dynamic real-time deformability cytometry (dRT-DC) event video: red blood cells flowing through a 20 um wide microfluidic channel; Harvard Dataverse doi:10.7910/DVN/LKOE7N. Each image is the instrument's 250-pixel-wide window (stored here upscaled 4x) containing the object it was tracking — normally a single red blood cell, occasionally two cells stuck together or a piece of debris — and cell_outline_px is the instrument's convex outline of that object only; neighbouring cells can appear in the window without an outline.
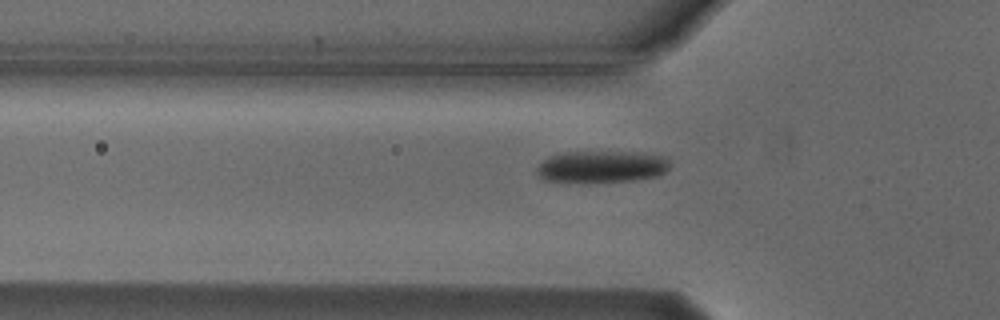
{"species": "Egyptian fruit bat (a non-hibernating species)", "species_latin": "Rousettus aegyptiacus", "temperature_condition": "cold", "stored_images_in_passage": 34, "camera_frame_rate_fps": 3000, "um_per_image_px": 0.085, "animal": {"sex": "male"}, "frame": {"image": 1, "passage_image": 4, "time_ms": 1.0, "image_size_px": [1000, 320], "cell_outline_px": [[668, 168], [660, 176], [632, 180], [544, 180], [536, 172], [536, 168], [548, 156], [564, 152], [644, 152], [668, 156]], "centroid_in_image_um": [51.21, 14.12], "position_along_channel_um": 74.6, "area_um2": 24.16}}
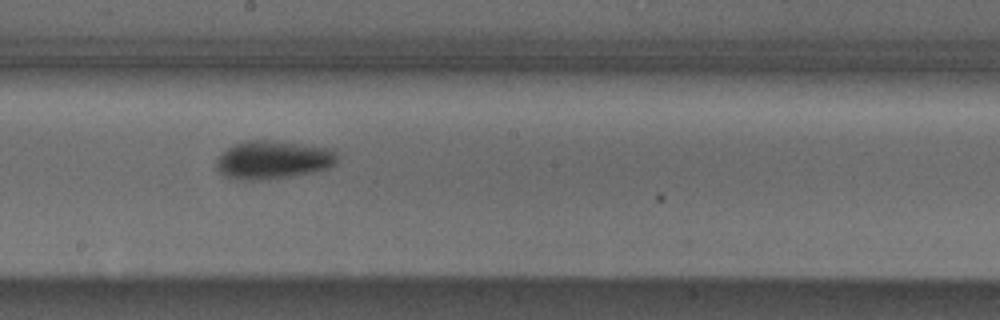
{"frame": {"image": 2, "passage_image": 16, "time_ms": 5.0, "image_size_px": [1000, 320], "cell_outline_px": [[336, 160], [328, 168], [312, 172], [292, 176], [260, 180], [236, 180], [224, 176], [216, 168], [216, 160], [228, 148], [236, 144], [248, 140], [272, 140], [332, 148], [336, 152]], "centroid_in_image_um": [23.19, 13.59], "position_along_channel_um": 225.0, "area_um2": 26.88}}
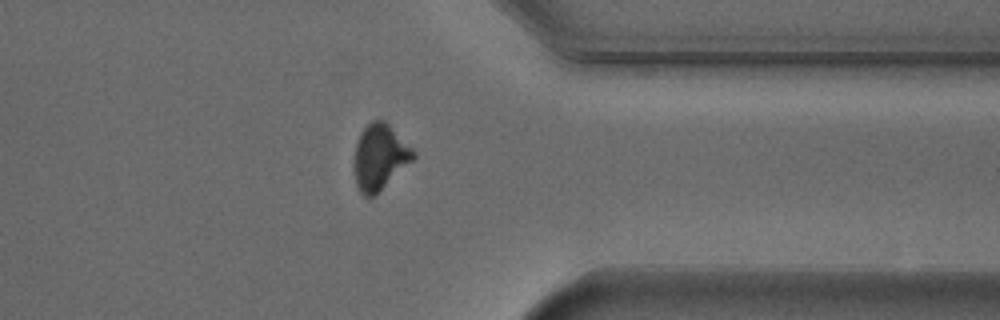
{"frame": {"image": 3, "passage_image": 29, "time_ms": 9.333, "image_size_px": [1000, 320], "cell_outline_px": [[416, 156], [376, 196], [364, 196], [360, 192], [356, 184], [352, 172], [352, 164], [356, 144], [360, 132], [372, 120], [384, 120], [416, 152]], "centroid_in_image_um": [32.23, 13.38], "position_along_channel_um": 379.2, "area_um2": 22.83}, "authors_computed_cell_mechanics": {"area_um2": 25.4031, "velocity_mm_per_s": 3.7531, "shape_relaxation_time_tau1_ms": 4.0226, "shape_relaxation_time_tau2_ms": null, "deformation_change_tau1": 0.1329, "deformation_change_tau2": null}}